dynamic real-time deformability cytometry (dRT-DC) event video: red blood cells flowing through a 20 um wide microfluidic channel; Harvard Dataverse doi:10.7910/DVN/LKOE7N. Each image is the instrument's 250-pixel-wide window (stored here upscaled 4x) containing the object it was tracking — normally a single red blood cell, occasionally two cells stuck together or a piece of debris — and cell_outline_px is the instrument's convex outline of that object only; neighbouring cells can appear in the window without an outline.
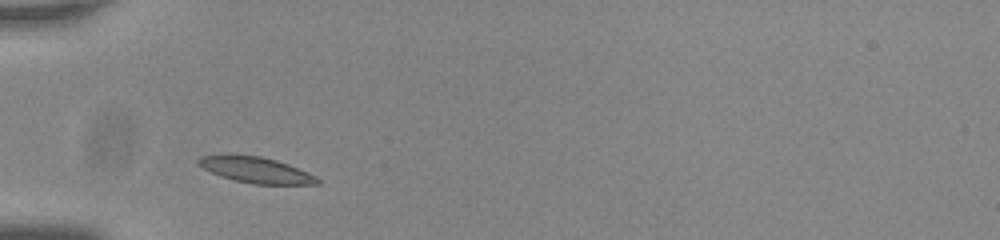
{"species": "common noctule bat (a hibernating species)", "species_latin": "Nyctalus noctula", "temperature_condition": "room temperature", "stored_images_in_passage": 35, "camera_frame_rate_fps": 3000, "um_per_image_px": 0.085, "animal": {"sex": "male", "body_mass_g": 20.0, "forearm_length_mm": 53.3}, "frame": {"image": 1, "passage_image": 2, "time_ms": 0.333, "image_size_px": [1000, 240], "cell_outline_px": [[320, 184], [252, 184], [220, 176], [196, 164], [196, 160], [200, 156], [260, 156], [276, 160], [288, 164], [308, 172], [316, 176], [320, 180]], "centroid_in_image_um": [21.8, 14.47], "position_along_channel_um": 63.2, "area_um2": 17.51}}
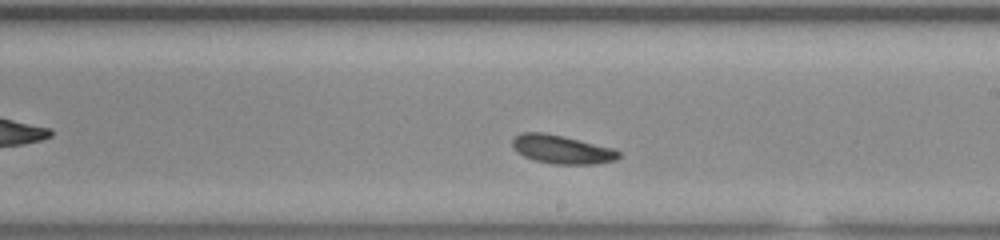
{"frame": {"image": 2, "passage_image": 17, "time_ms": 5.333, "image_size_px": [1000, 240], "cell_outline_px": [[620, 156], [616, 160], [596, 164], [556, 164], [536, 160], [524, 156], [516, 152], [512, 144], [512, 140], [520, 132], [544, 132], [564, 136], [612, 148], [620, 152]], "centroid_in_image_um": [47.75, 12.69], "position_along_channel_um": 241.3, "area_um2": 17.63}}
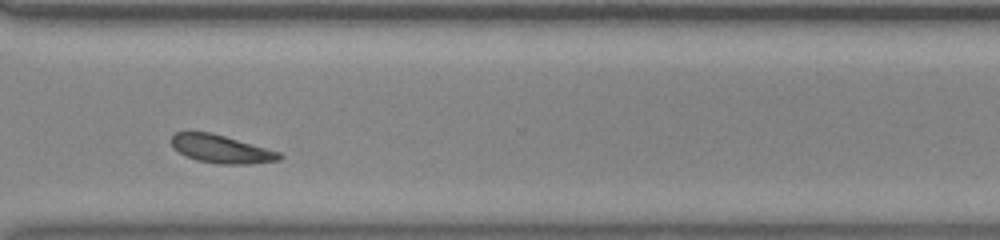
{"frame": {"image": 3, "passage_image": 26, "time_ms": 8.333, "image_size_px": [1000, 240], "cell_outline_px": [[284, 156], [280, 160], [252, 164], [220, 164], [196, 160], [180, 152], [172, 144], [172, 136], [176, 132], [208, 132], [224, 136], [280, 152]], "centroid_in_image_um": [18.85, 12.68], "position_along_channel_um": 351.7, "area_um2": 17.34}, "authors_computed_cell_mechanics": {"area_um2": 17.5712, "velocity_mm_per_s": 3.6751, "shape_relaxation_time_tau1_ms": 1.5149, "shape_relaxation_time_tau2_ms": 3.8349, "deformation_change_tau1": 0.0652, "deformation_change_tau2": 0.0767}}